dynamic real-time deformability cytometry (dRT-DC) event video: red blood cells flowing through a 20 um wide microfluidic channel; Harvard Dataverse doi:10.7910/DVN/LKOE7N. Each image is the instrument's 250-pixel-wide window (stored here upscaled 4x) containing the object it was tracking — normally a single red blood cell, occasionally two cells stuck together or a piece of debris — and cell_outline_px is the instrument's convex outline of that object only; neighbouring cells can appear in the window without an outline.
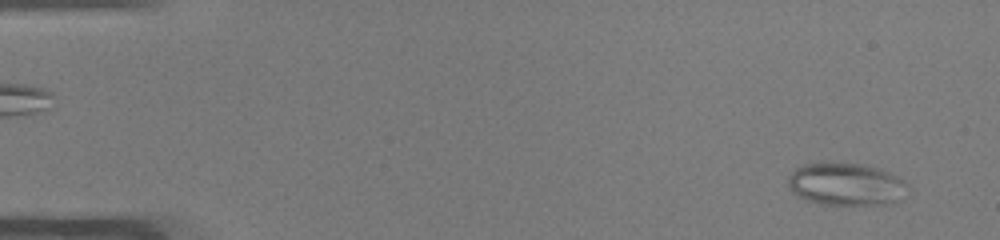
{"species": "common noctule bat (a hibernating species)", "species_latin": "Nyctalus noctula", "temperature_condition": "warm", "stored_images_in_passage": 48, "camera_frame_rate_fps": 3000, "um_per_image_px": 0.085, "animal": {"sex": "male", "body_mass_g": 19.0, "forearm_length_mm": 50.8}, "frame": {"image": 1, "passage_image": 1, "time_ms": 0.0, "image_size_px": [1000, 240], "cell_outline_px": [[908, 184], [896, 200], [880, 204], [824, 204], [808, 200], [792, 192], [788, 184], [788, 176], [796, 168], [804, 164], [824, 160], [856, 164], [876, 168], [896, 176], [904, 180]], "centroid_in_image_um": [71.8, 15.61], "position_along_channel_um": 13.2, "area_um2": 29.19}}
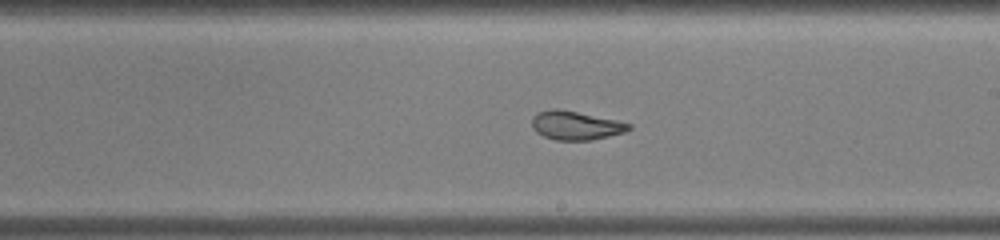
{"frame": {"image": 2, "passage_image": 27, "time_ms": 8.667, "image_size_px": [1000, 240], "cell_outline_px": [[632, 128], [624, 132], [592, 140], [556, 140], [544, 136], [536, 132], [532, 128], [532, 116], [536, 112], [552, 108], [556, 108], [616, 120], [632, 124]], "centroid_in_image_um": [48.9, 10.66], "position_along_channel_um": 240.1, "area_um2": 16.18}}
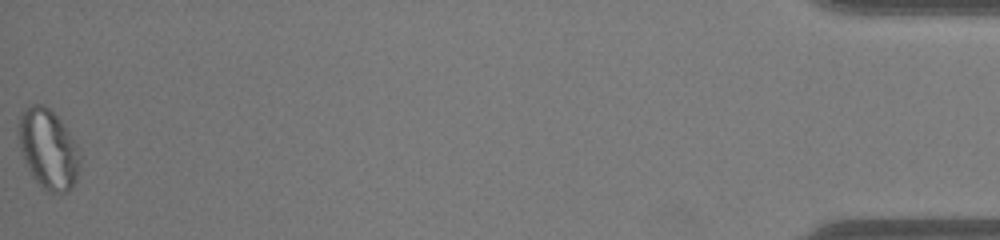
{"frame": {"image": 3, "passage_image": 48, "time_ms": 15.667, "image_size_px": [1000, 240], "cell_outline_px": [[80, 168], [76, 180], [72, 188], [68, 192], [48, 192], [32, 176], [24, 160], [20, 148], [16, 128], [20, 112], [32, 104], [44, 104], [56, 116], [68, 132], [76, 144], [80, 152]], "centroid_in_image_um": [4.08, 12.66], "position_along_channel_um": 431.1, "area_um2": 28.61}, "authors_computed_cell_mechanics": {"area_um2": 21.386, "velocity_mm_per_s": 4.05, "shape_relaxation_time_tau1_ms": null, "shape_relaxation_time_tau2_ms": 2.6031, "deformation_change_tau1": null, "deformation_change_tau2": 0.0963}}